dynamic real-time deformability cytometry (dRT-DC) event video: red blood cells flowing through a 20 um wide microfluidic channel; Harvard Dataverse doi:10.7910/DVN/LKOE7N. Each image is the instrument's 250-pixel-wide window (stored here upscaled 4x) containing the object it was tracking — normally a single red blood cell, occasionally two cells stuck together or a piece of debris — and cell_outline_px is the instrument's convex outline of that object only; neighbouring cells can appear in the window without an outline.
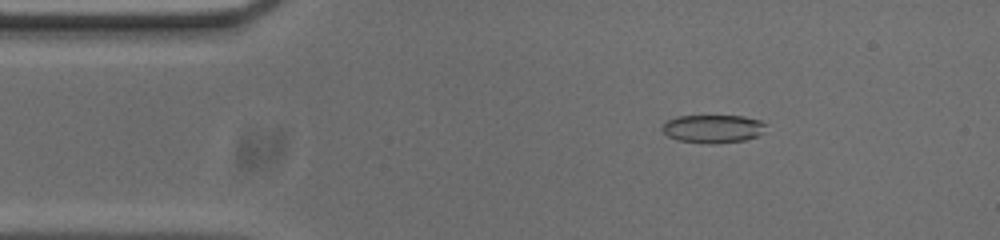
{"species": "common noctule bat (a hibernating species)", "species_latin": "Nyctalus noctula", "temperature_condition": "cold", "stored_images_in_passage": 53, "camera_frame_rate_fps": 3000, "um_per_image_px": 0.085, "animal": {"sex": "male", "body_mass_g": 20.0, "forearm_length_mm": 53.3}, "frame": {"image": 1, "passage_image": 7, "time_ms": 2.0, "image_size_px": [1000, 240], "cell_outline_px": [[768, 124], [756, 136], [744, 140], [712, 144], [676, 140], [668, 136], [660, 128], [668, 120], [676, 116], [744, 116], [760, 120]], "centroid_in_image_um": [60.58, 10.94], "position_along_channel_um": 24.4, "area_um2": 16.94}}
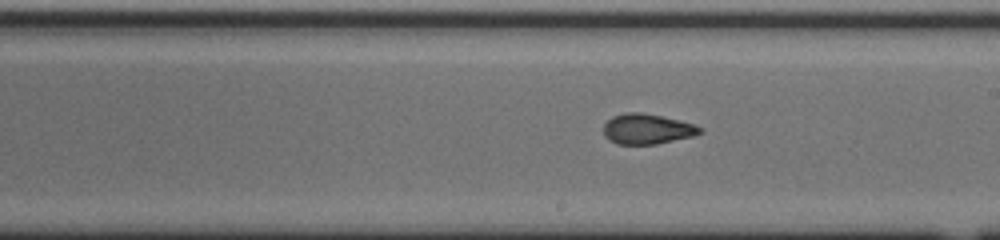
{"frame": {"image": 2, "passage_image": 28, "time_ms": 9.0, "image_size_px": [1000, 240], "cell_outline_px": [[704, 132], [696, 136], [656, 144], [616, 144], [608, 140], [604, 136], [604, 124], [612, 116], [624, 112], [640, 112], [660, 116], [696, 124], [704, 128]], "centroid_in_image_um": [55.04, 10.97], "position_along_channel_um": 234.0, "area_um2": 17.28}}
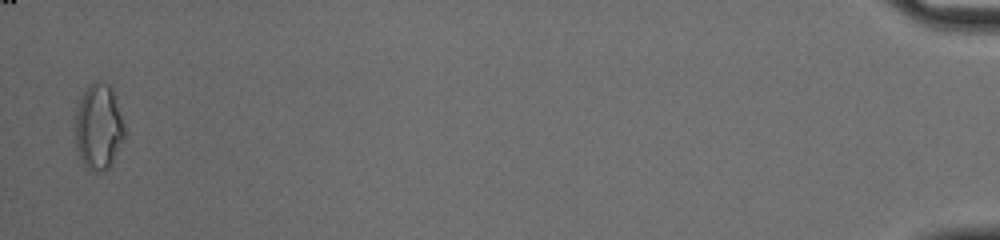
{"frame": {"image": 3, "passage_image": 52, "time_ms": 17.0, "image_size_px": [1000, 240], "cell_outline_px": [[124, 136], [112, 164], [104, 172], [92, 172], [84, 164], [76, 148], [76, 116], [80, 96], [88, 84], [92, 80], [104, 80], [112, 88], [124, 128]], "centroid_in_image_um": [8.37, 10.76], "position_along_channel_um": 426.8, "area_um2": 24.57}, "authors_computed_cell_mechanics": {"area_um2": 17.2244, "velocity_mm_per_s": 3.7099, "shape_relaxation_time_tau1_ms": 10.7003, "shape_relaxation_time_tau2_ms": 2.2169, "deformation_change_tau1": 0.2279, "deformation_change_tau2": 0.0873}}